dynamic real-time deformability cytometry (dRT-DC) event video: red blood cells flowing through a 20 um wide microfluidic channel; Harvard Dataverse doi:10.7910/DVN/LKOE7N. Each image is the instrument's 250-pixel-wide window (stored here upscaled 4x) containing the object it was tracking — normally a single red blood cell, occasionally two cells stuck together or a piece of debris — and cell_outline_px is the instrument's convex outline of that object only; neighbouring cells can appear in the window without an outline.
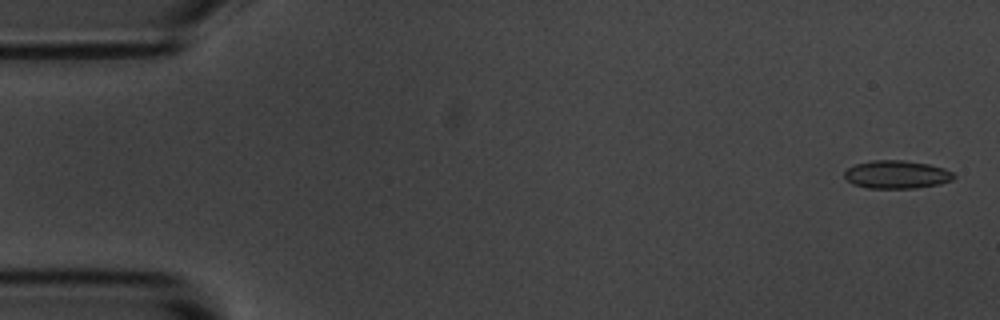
{"species": "common noctule bat (a hibernating species)", "species_latin": "Nyctalus noctula", "temperature_condition": "room temperature", "stored_images_in_passage": 5, "camera_frame_rate_fps": 3000, "um_per_image_px": 0.085, "animal": {"sex": "male", "body_mass_g": 20.1, "forearm_length_mm": 53.5}, "frame": {"image": 1, "passage_image": 1, "time_ms": 0.0, "image_size_px": [1000, 320], "cell_outline_px": [[956, 176], [952, 180], [940, 184], [916, 188], [868, 188], [852, 184], [844, 176], [844, 172], [848, 168], [856, 164], [872, 160], [904, 160], [928, 164], [944, 168], [952, 172]], "centroid_in_image_um": [76.23, 14.83], "position_along_channel_um": 8.8, "area_um2": 17.92}}
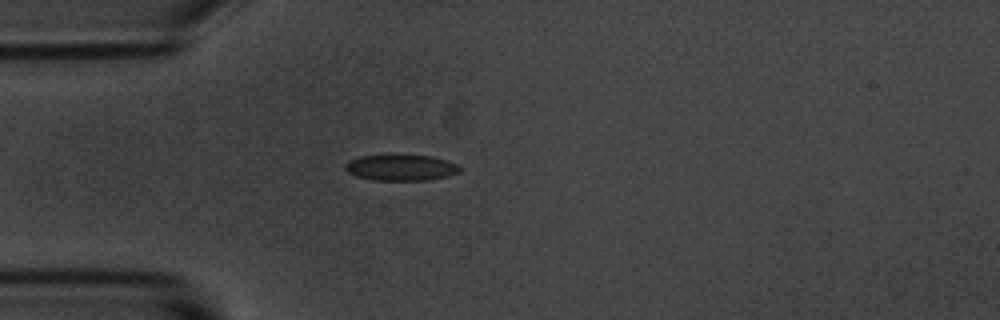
{"frame": {"image": 2, "passage_image": 5, "time_ms": 4.333, "image_size_px": [1000, 320], "cell_outline_px": [[460, 172], [448, 176], [428, 180], [372, 180], [356, 176], [348, 172], [344, 168], [344, 164], [360, 156], [432, 156], [456, 164], [460, 168]], "centroid_in_image_um": [34.07, 14.27], "position_along_channel_um": 50.9, "area_um2": 16.99}}